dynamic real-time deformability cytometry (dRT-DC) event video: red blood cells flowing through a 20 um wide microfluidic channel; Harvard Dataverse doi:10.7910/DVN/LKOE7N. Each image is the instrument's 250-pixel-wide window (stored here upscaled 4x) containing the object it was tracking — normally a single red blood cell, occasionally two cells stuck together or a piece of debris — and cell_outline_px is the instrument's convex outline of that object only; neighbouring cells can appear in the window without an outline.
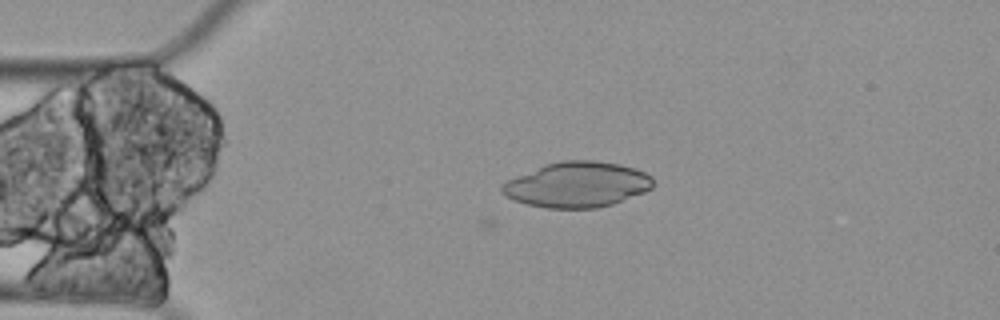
{"species": "Egyptian fruit bat (a non-hibernating species)", "species_latin": "Rousettus aegyptiacus", "temperature_condition": "cold", "stored_images_in_passage": 6, "camera_frame_rate_fps": 3000, "um_per_image_px": 0.085, "animal": {"sex": "female"}, "frame": {"image": 1, "passage_image": 5, "time_ms": 1.333, "image_size_px": [1000, 320], "cell_outline_px": [[652, 188], [644, 192], [612, 204], [596, 208], [544, 208], [528, 204], [516, 200], [500, 192], [500, 184], [516, 176], [544, 164], [564, 160], [596, 160], [620, 164], [636, 168], [652, 176]], "centroid_in_image_um": [49.05, 15.68], "position_along_channel_um": 35.9, "area_um2": 39.94}}